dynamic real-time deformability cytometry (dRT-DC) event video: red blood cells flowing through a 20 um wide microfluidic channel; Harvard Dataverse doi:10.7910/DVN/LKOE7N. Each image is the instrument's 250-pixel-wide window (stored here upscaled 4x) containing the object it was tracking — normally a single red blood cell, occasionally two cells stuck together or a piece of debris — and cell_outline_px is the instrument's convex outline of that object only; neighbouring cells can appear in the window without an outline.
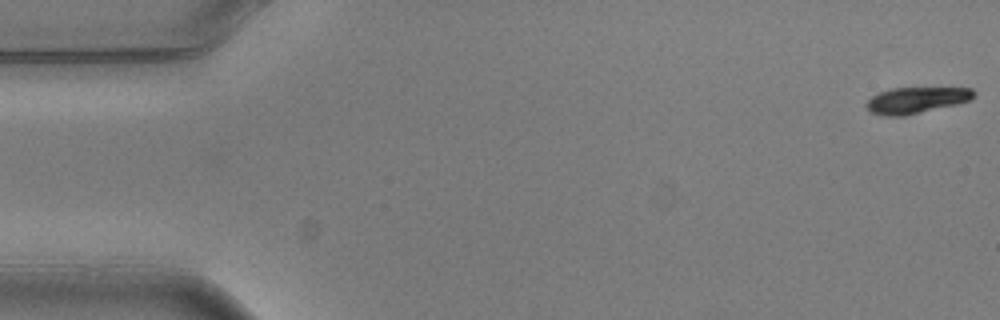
{"species": "common noctule bat (a hibernating species)", "species_latin": "Nyctalus noctula", "temperature_condition": "warm", "stored_images_in_passage": 5, "camera_frame_rate_fps": 3000, "um_per_image_px": 0.085, "animal": {"sex": "male", "body_mass_g": 20.5, "forearm_length_mm": 52.5}, "frame": {"image": 1, "passage_image": 1, "time_ms": 0.0, "image_size_px": [1000, 320], "cell_outline_px": [[976, 92], [968, 100], [956, 104], [904, 116], [884, 116], [868, 112], [864, 104], [872, 96], [880, 92], [892, 88], [972, 88]], "centroid_in_image_um": [77.81, 8.52], "position_along_channel_um": 7.2, "area_um2": 16.3}}